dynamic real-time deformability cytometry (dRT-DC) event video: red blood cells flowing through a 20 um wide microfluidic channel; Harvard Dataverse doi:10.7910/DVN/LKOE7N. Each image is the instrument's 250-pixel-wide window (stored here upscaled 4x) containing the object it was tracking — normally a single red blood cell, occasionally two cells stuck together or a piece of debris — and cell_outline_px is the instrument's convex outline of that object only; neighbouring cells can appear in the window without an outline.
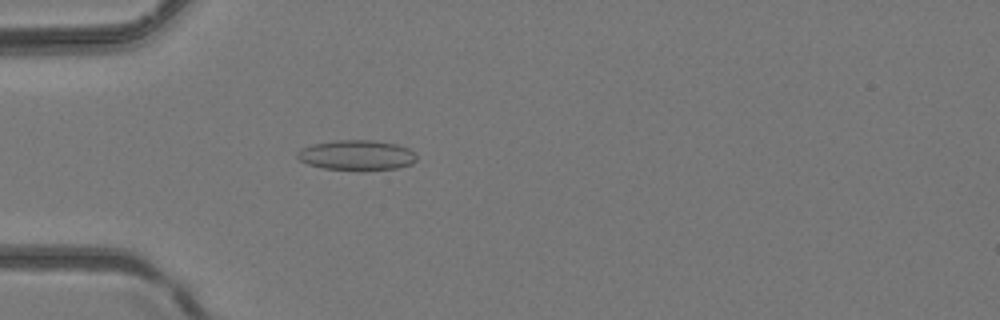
{"species": "common noctule bat (a hibernating species)", "species_latin": "Nyctalus noctula", "temperature_condition": "room temperature", "stored_images_in_passage": 3, "camera_frame_rate_fps": 3000, "um_per_image_px": 0.085, "animal": {"sex": "female", "body_mass_g": 24.6, "forearm_length_mm": 56.2}, "frame": {"image": 1, "passage_image": 3, "time_ms": 0.667, "image_size_px": [1000, 320], "cell_outline_px": [[416, 160], [412, 164], [396, 168], [324, 168], [308, 164], [300, 160], [296, 156], [296, 152], [300, 148], [312, 144], [336, 140], [372, 140], [396, 144], [408, 148], [416, 152]], "centroid_in_image_um": [30.3, 13.15], "position_along_channel_um": 54.7, "area_um2": 20.4}}